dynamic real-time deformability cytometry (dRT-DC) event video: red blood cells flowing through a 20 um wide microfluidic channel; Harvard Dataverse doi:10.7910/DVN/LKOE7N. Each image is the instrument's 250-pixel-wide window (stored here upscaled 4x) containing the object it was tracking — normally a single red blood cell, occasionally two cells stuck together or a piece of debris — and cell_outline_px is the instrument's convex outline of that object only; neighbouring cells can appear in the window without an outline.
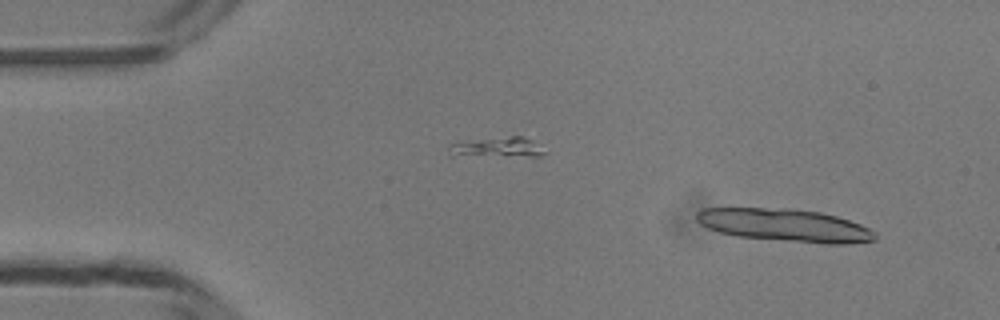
{"species": "common noctule bat (a hibernating species)", "species_latin": "Nyctalus noctula", "temperature_condition": "room temperature", "stored_images_in_passage": 12, "camera_frame_rate_fps": 3000, "um_per_image_px": 0.085, "animal": {"sex": "male", "body_mass_g": 13.3}, "frame": {"image": 1, "passage_image": 3, "time_ms": 0.667, "image_size_px": [1000, 320], "cell_outline_px": [[876, 240], [844, 244], [828, 244], [736, 236], [720, 232], [708, 228], [700, 224], [696, 220], [696, 212], [704, 208], [788, 208], [820, 212], [836, 216], [860, 224], [876, 232]], "centroid_in_image_um": [66.71, 19.14], "position_along_channel_um": 18.3, "area_um2": 33.99}}